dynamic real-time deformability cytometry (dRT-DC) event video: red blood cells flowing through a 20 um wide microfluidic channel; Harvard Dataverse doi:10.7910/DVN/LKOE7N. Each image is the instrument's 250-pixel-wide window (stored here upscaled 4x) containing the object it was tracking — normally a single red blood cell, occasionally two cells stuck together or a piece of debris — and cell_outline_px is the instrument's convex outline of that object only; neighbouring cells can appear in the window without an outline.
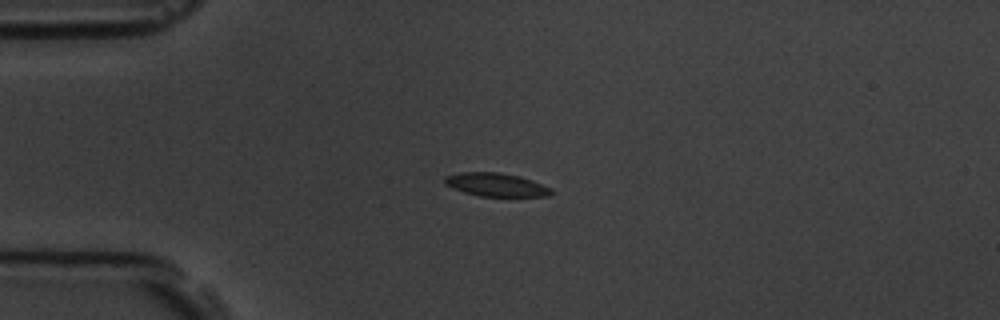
{"species": "common noctule bat (a hibernating species)", "species_latin": "Nyctalus noctula", "temperature_condition": "room temperature", "stored_images_in_passage": 8, "camera_frame_rate_fps": 3000, "um_per_image_px": 0.085, "animal": {"sex": "male", "body_mass_g": 19.5, "forearm_length_mm": 54.6}, "frame": {"image": 1, "passage_image": 4, "time_ms": 3.333, "image_size_px": [1000, 320], "cell_outline_px": [[552, 192], [548, 196], [480, 196], [464, 192], [444, 184], [444, 176], [460, 172], [500, 172], [520, 176], [532, 180], [552, 188]], "centroid_in_image_um": [42.15, 15.69], "position_along_channel_um": 42.8, "area_um2": 14.51}}
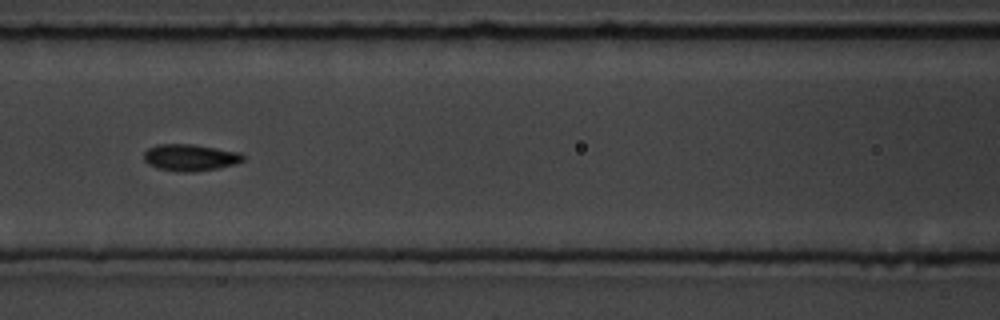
{"frame": {"image": 2, "passage_image": 7, "time_ms": 7.0, "image_size_px": [1000, 320], "cell_outline_px": [[244, 160], [232, 164], [216, 168], [196, 172], [180, 172], [156, 168], [148, 164], [144, 160], [144, 152], [148, 148], [156, 144], [192, 144], [240, 152], [244, 156]], "centroid_in_image_um": [16.12, 13.39], "position_along_channel_um": 150.5, "area_um2": 15.43}}
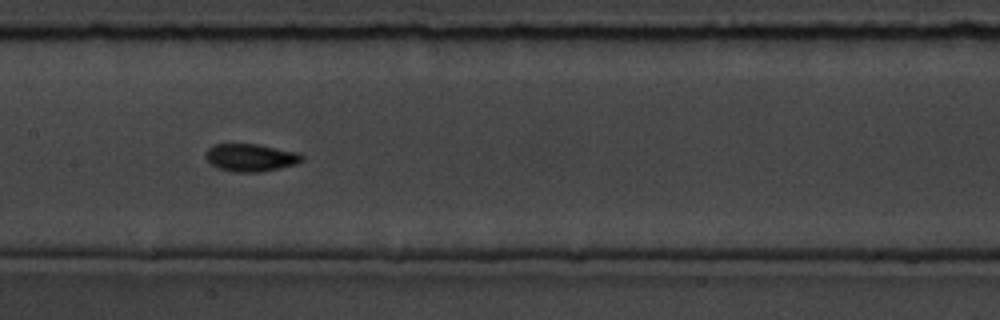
{"frame": {"image": 3, "passage_image": 8, "time_ms": 8.0, "image_size_px": [1000, 320], "cell_outline_px": [[304, 160], [296, 164], [280, 168], [260, 172], [236, 172], [216, 168], [204, 156], [204, 152], [212, 144], [260, 144], [300, 152], [304, 156]], "centroid_in_image_um": [21.33, 13.38], "position_along_channel_um": 186.1, "area_um2": 15.84}}